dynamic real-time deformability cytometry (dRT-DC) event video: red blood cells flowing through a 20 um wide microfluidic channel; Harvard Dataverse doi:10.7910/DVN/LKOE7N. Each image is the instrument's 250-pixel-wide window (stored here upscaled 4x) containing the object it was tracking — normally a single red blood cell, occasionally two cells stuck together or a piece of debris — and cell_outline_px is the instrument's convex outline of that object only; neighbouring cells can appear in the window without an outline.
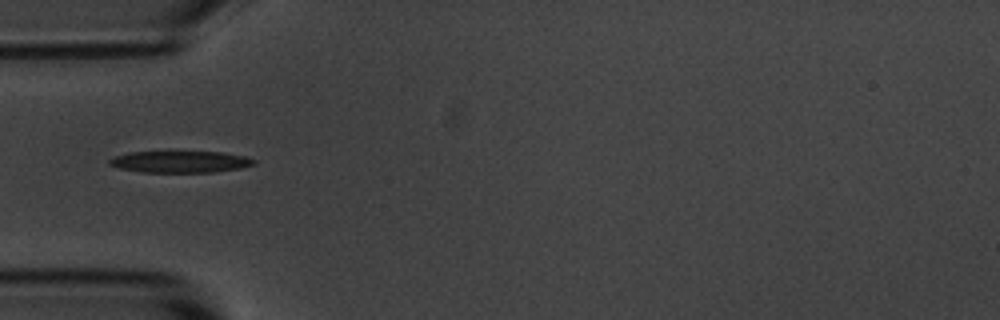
{"species": "common noctule bat (a hibernating species)", "species_latin": "Nyctalus noctula", "temperature_condition": "room temperature", "stored_images_in_passage": 7, "camera_frame_rate_fps": 3000, "um_per_image_px": 0.085, "animal": {"sex": "male", "body_mass_g": 20.1, "forearm_length_mm": 53.5}, "frame": {"image": 1, "passage_image": 5, "time_ms": 4.667, "image_size_px": [1000, 320], "cell_outline_px": [[256, 164], [240, 168], [212, 172], [144, 172], [120, 168], [108, 164], [108, 160], [116, 156], [128, 152], [224, 152], [244, 156], [256, 160]], "centroid_in_image_um": [15.34, 13.75], "position_along_channel_um": 69.7, "area_um2": 18.09}}
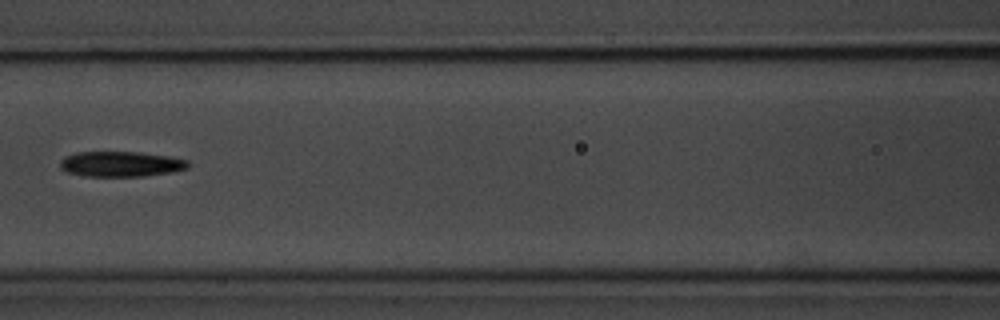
{"frame": {"image": 2, "passage_image": 7, "time_ms": 7.0, "image_size_px": [1000, 320], "cell_outline_px": [[188, 168], [172, 172], [144, 176], [84, 176], [68, 172], [60, 168], [60, 160], [64, 156], [76, 152], [140, 152], [168, 156], [188, 160]], "centroid_in_image_um": [10.25, 13.94], "position_along_channel_um": 156.3, "area_um2": 18.9}}